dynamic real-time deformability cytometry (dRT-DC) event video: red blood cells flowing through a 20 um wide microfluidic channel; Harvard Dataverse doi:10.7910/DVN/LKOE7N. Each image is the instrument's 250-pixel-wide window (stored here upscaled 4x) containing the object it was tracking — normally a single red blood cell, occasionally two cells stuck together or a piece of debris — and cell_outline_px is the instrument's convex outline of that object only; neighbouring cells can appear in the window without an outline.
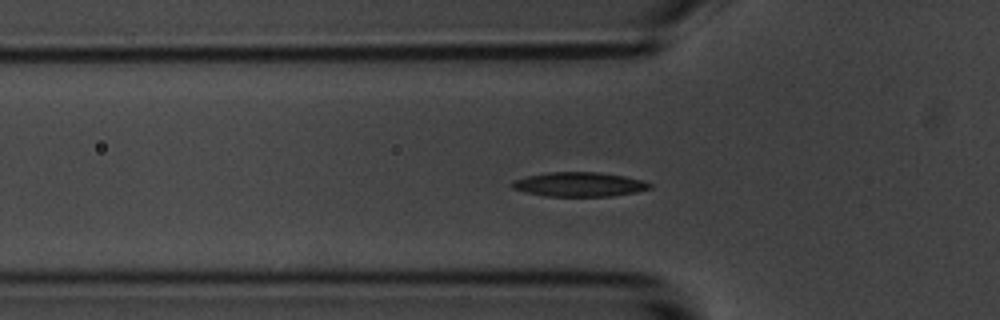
{"species": "common noctule bat (a hibernating species)", "species_latin": "Nyctalus noctula", "temperature_condition": "room temperature", "stored_images_in_passage": 41, "camera_frame_rate_fps": 3000, "um_per_image_px": 0.085, "animal": {"sex": "male", "body_mass_g": 20.1, "forearm_length_mm": 53.5}, "frame": {"image": 1, "passage_image": 2, "time_ms": 0.333, "image_size_px": [1000, 320], "cell_outline_px": [[652, 188], [636, 192], [612, 196], [544, 196], [524, 192], [512, 188], [512, 180], [528, 176], [548, 172], [600, 172], [624, 176], [640, 180], [652, 184]], "centroid_in_image_um": [49.22, 15.67], "position_along_channel_um": 76.6, "area_um2": 19.54}}
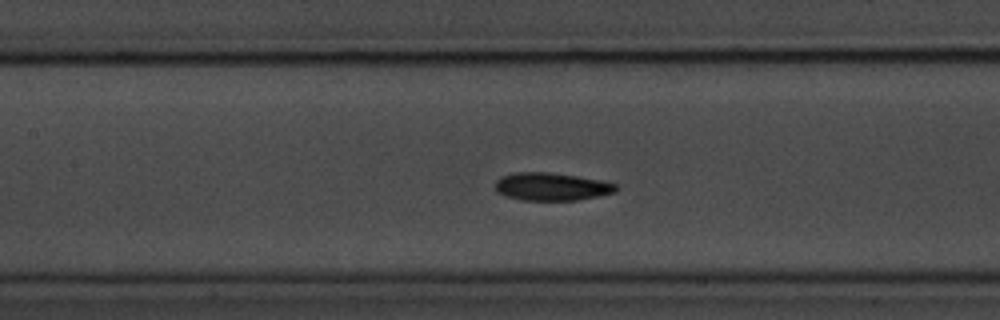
{"frame": {"image": 2, "passage_image": 9, "time_ms": 2.667, "image_size_px": [1000, 320], "cell_outline_px": [[620, 188], [616, 192], [576, 200], [520, 200], [504, 196], [496, 192], [496, 180], [500, 176], [516, 172], [548, 172], [576, 176], [600, 180], [616, 184]], "centroid_in_image_um": [46.85, 15.86], "position_along_channel_um": 160.5, "area_um2": 19.65}}
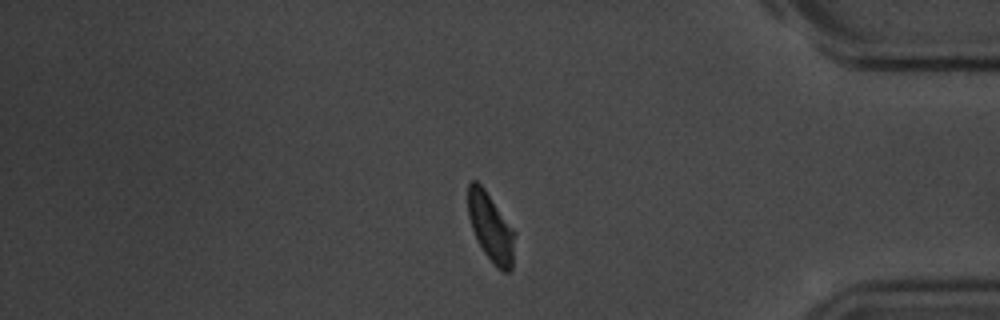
{"frame": {"image": 3, "passage_image": 31, "time_ms": 10.0, "image_size_px": [1000, 320], "cell_outline_px": [[516, 232], [512, 268], [508, 272], [504, 272], [496, 268], [484, 252], [472, 228], [468, 216], [468, 184], [472, 180], [476, 180], [484, 188]], "centroid_in_image_um": [41.73, 19.34], "position_along_channel_um": 393.5, "area_um2": 18.61}, "authors_computed_cell_mechanics": {"area_um2": 19.2474, "velocity_mm_per_s": 3.565, "shape_relaxation_time_tau1_ms": 2.0701, "shape_relaxation_time_tau2_ms": 3.4775, "deformation_change_tau1": 0.1031, "deformation_change_tau2": 0.1003}}